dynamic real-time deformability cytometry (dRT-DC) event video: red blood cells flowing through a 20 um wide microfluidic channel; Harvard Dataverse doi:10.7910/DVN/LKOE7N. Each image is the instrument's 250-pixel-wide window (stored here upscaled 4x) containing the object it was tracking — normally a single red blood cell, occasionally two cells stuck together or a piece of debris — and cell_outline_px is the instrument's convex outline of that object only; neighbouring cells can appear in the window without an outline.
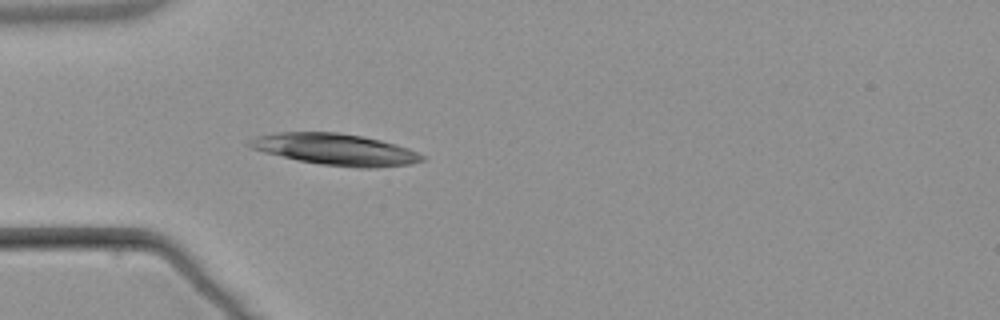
{"species": "common noctule bat (a hibernating species)", "species_latin": "Nyctalus noctula", "temperature_condition": "warm", "stored_images_in_passage": 5, "camera_frame_rate_fps": 3000, "um_per_image_px": 0.085, "animal": {"sex": "male", "body_mass_g": 21.5, "forearm_length_mm": 52.0}, "frame": {"image": 1, "passage_image": 5, "time_ms": 5.0, "image_size_px": [1000, 320], "cell_outline_px": [[424, 160], [408, 164], [376, 168], [360, 168], [320, 164], [300, 160], [264, 152], [248, 148], [244, 144], [248, 140], [256, 136], [276, 132], [340, 132], [364, 136], [396, 144], [408, 148], [424, 156]], "centroid_in_image_um": [28.46, 12.69], "position_along_channel_um": 56.5, "area_um2": 31.73}}